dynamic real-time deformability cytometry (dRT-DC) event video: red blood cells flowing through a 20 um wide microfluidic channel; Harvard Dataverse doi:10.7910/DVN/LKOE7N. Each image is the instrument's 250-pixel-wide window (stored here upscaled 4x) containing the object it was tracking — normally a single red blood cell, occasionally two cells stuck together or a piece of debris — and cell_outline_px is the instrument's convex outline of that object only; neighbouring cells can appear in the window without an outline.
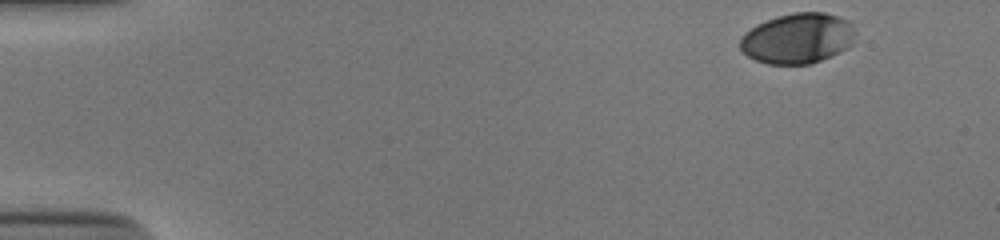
{"species": "human", "species_latin": "Homo sapiens", "temperature_condition": "cold", "stored_images_in_passage": 41, "camera_frame_rate_fps": 3000, "um_per_image_px": 0.085, "donor": {"sex": "male"}, "frame": {"image": 1, "passage_image": 1, "time_ms": 0.0, "image_size_px": [1000, 240], "cell_outline_px": [[856, 32], [852, 44], [848, 48], [812, 64], [768, 64], [756, 60], [748, 56], [740, 48], [740, 36], [744, 32], [756, 24], [776, 16], [792, 12], [824, 12], [840, 16], [852, 20]], "centroid_in_image_um": [67.83, 3.24], "position_along_channel_um": 17.2, "area_um2": 34.45}}
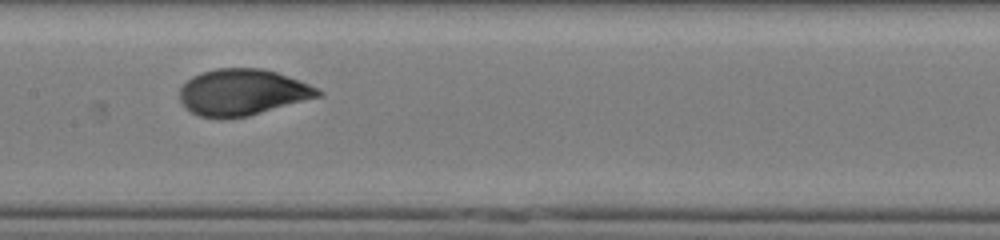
{"frame": {"image": 2, "passage_image": 24, "time_ms": 7.667, "image_size_px": [1000, 240], "cell_outline_px": [[324, 96], [248, 116], [200, 116], [192, 112], [180, 100], [180, 88], [192, 76], [200, 72], [216, 68], [260, 68], [276, 72], [300, 80], [324, 92]], "centroid_in_image_um": [20.66, 7.81], "position_along_channel_um": 186.7, "area_um2": 36.93}}
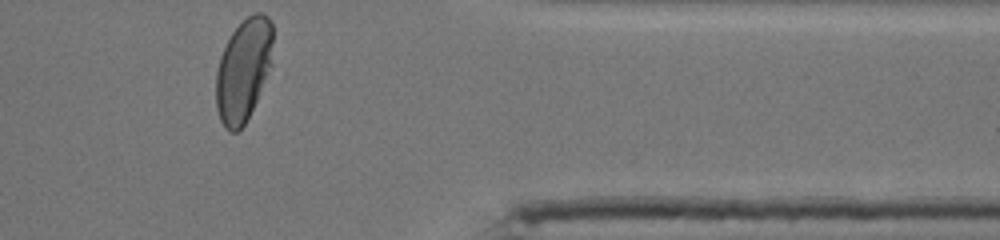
{"frame": {"image": 3, "passage_image": 41, "time_ms": 13.333, "image_size_px": [1000, 240], "cell_outline_px": [[272, 64], [256, 100], [244, 124], [236, 132], [232, 132], [224, 128], [220, 120], [216, 108], [216, 72], [220, 56], [232, 32], [252, 12], [264, 12], [268, 16], [272, 24]], "centroid_in_image_um": [20.69, 5.93], "position_along_channel_um": 390.7, "area_um2": 33.93}, "authors_computed_cell_mechanics": {"area_um2": 36.5874, "velocity_mm_per_s": 3.8671, "shape_relaxation_time_tau1_ms": 3.5774, "shape_relaxation_time_tau2_ms": null, "deformation_change_tau1": 0.1713, "deformation_change_tau2": null}}